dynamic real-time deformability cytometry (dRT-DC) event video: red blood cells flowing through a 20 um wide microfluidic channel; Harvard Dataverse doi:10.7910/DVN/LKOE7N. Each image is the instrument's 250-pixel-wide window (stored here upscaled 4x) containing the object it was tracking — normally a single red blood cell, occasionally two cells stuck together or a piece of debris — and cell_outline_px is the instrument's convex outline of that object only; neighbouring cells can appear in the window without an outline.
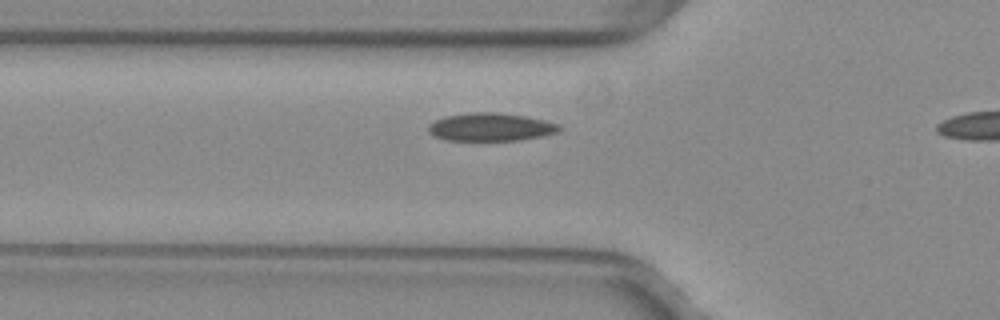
{"species": "common noctule bat (a hibernating species)", "species_latin": "Nyctalus noctula", "temperature_condition": "warm", "stored_images_in_passage": 15, "camera_frame_rate_fps": 3000, "um_per_image_px": 0.085, "animal": {"sex": "female", "body_mass_g": 29.2, "forearm_length_mm": 56.3}, "frame": {"image": 1, "passage_image": 13, "time_ms": 4.0, "image_size_px": [1000, 320], "cell_outline_px": [[560, 132], [520, 140], [448, 140], [436, 136], [428, 132], [428, 124], [444, 116], [472, 112], [496, 112], [524, 116], [544, 120], [560, 124]], "centroid_in_image_um": [41.71, 10.79], "position_along_channel_um": 84.1, "area_um2": 21.27}}